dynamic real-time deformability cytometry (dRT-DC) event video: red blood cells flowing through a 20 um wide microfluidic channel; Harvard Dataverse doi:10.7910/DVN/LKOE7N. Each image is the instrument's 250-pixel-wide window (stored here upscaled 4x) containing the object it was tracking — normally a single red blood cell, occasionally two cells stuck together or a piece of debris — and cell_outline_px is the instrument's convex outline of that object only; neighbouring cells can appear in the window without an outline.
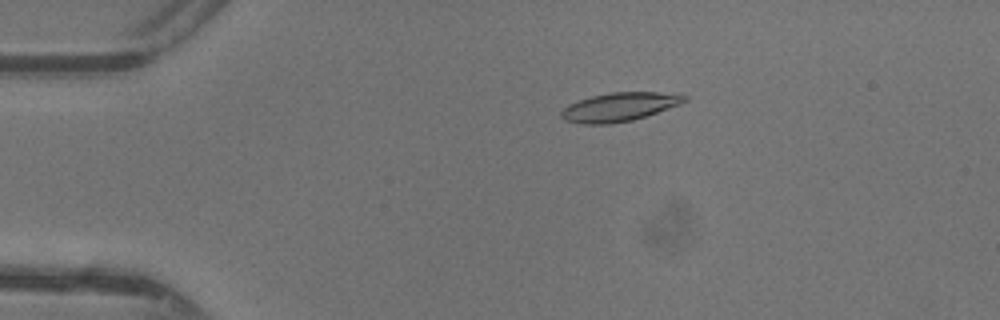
{"species": "common noctule bat (a hibernating species)", "species_latin": "Nyctalus noctula", "temperature_condition": "warm", "stored_images_in_passage": 48, "camera_frame_rate_fps": 3000, "um_per_image_px": 0.085, "animal": {"sex": "female"}, "frame": {"image": 1, "passage_image": 10, "time_ms": 3.0, "image_size_px": [1000, 320], "cell_outline_px": [[688, 100], [680, 104], [632, 120], [608, 124], [580, 124], [564, 120], [560, 116], [560, 112], [568, 104], [592, 96], [608, 92], [680, 92], [688, 96]], "centroid_in_image_um": [52.67, 9.07], "position_along_channel_um": 32.3, "area_um2": 20.75}}
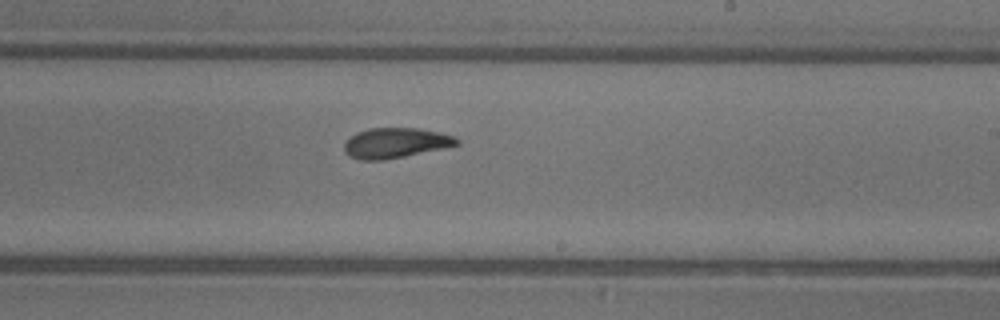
{"frame": {"image": 2, "passage_image": 29, "time_ms": 9.333, "image_size_px": [1000, 320], "cell_outline_px": [[460, 144], [444, 148], [384, 160], [360, 160], [348, 156], [344, 152], [344, 144], [348, 136], [356, 132], [368, 128], [420, 128], [440, 132], [456, 136], [460, 140]], "centroid_in_image_um": [33.6, 12.14], "position_along_channel_um": 255.4, "area_um2": 20.11}}
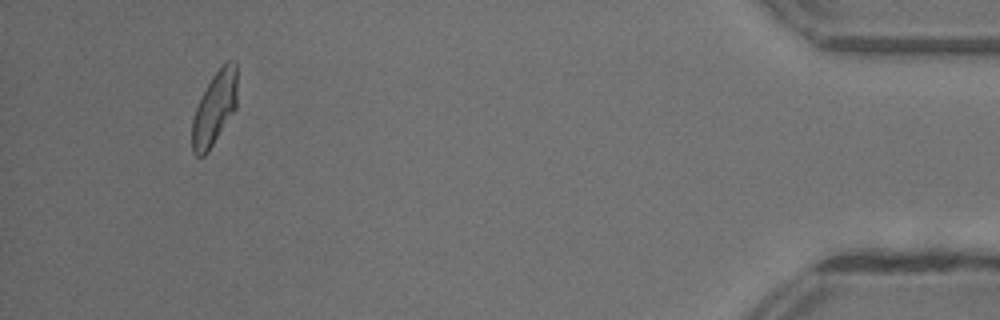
{"frame": {"image": 3, "passage_image": 45, "time_ms": 14.667, "image_size_px": [1000, 320], "cell_outline_px": [[236, 108], [208, 152], [204, 156], [196, 156], [192, 152], [192, 120], [196, 108], [212, 76], [228, 60], [236, 60]], "centroid_in_image_um": [18.23, 9.24], "position_along_channel_um": 417.0, "area_um2": 18.96}, "authors_computed_cell_mechanics": {"area_um2": 20.2011, "velocity_mm_per_s": 4.3762, "shape_relaxation_time_tau1_ms": 3.4465, "shape_relaxation_time_tau2_ms": 1.3944, "deformation_change_tau1": 0.1453, "deformation_change_tau2": 0.0767}}